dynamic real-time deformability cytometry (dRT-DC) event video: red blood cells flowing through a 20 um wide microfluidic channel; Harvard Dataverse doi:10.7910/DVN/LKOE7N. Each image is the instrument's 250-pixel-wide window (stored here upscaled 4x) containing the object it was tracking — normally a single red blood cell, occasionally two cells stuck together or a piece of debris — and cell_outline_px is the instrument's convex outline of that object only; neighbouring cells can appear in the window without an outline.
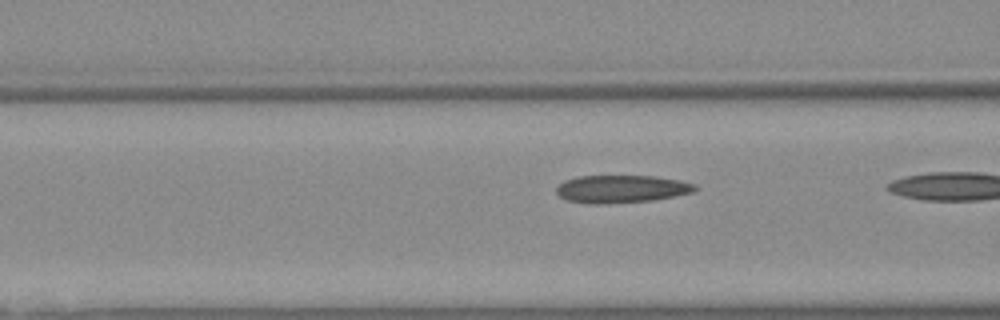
{"species": "Egyptian fruit bat (a non-hibernating species)", "species_latin": "Rousettus aegyptiacus", "temperature_condition": "warm", "stored_images_in_passage": 14, "camera_frame_rate_fps": 3000, "um_per_image_px": 0.085, "animal": {"sex": "female"}, "frame": {"image": 1, "passage_image": 12, "time_ms": 3.667, "image_size_px": [1000, 320], "cell_outline_px": [[700, 188], [692, 192], [676, 196], [652, 200], [608, 204], [588, 204], [568, 200], [560, 196], [556, 192], [556, 188], [564, 180], [576, 176], [656, 176], [680, 180], [696, 184]], "centroid_in_image_um": [52.84, 16.06], "position_along_channel_um": 113.8, "area_um2": 22.6}}